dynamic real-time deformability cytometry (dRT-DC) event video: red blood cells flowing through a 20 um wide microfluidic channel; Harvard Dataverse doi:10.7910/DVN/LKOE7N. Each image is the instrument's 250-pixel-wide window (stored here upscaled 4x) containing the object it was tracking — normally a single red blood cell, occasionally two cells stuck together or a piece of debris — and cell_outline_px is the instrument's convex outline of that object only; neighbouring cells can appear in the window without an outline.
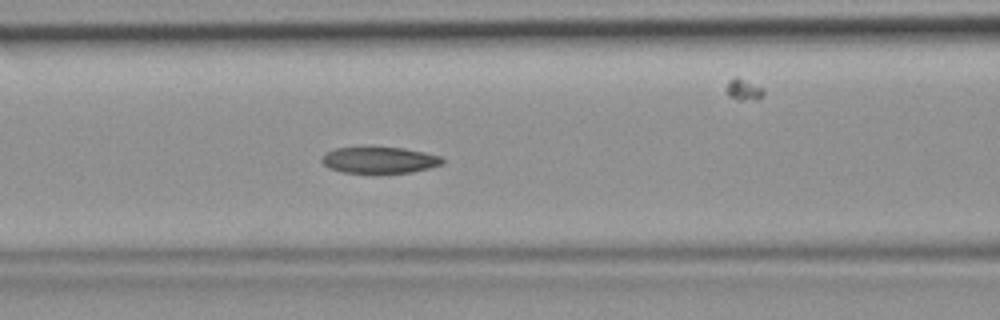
{"species": "common noctule bat (a hibernating species)", "species_latin": "Nyctalus noctula", "temperature_condition": "room temperature", "stored_images_in_passage": 29, "camera_frame_rate_fps": 3000, "um_per_image_px": 0.085, "animal": {"sex": "female", "body_mass_g": 19.9}, "frame": {"image": 1, "passage_image": 20, "time_ms": 6.333, "image_size_px": [1000, 320], "cell_outline_px": [[444, 164], [432, 168], [412, 172], [344, 172], [328, 168], [320, 160], [320, 156], [324, 152], [336, 148], [404, 148], [424, 152], [440, 156], [444, 160]], "centroid_in_image_um": [32.25, 13.6], "position_along_channel_um": 134.3, "area_um2": 18.38}}